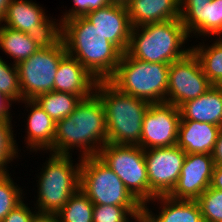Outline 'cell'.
<instances>
[{
	"label": "cell",
	"mask_w": 222,
	"mask_h": 222,
	"mask_svg": "<svg viewBox=\"0 0 222 222\" xmlns=\"http://www.w3.org/2000/svg\"><path fill=\"white\" fill-rule=\"evenodd\" d=\"M108 143L104 105L94 93L82 99L71 115L56 122L53 147L47 152L79 157L97 156Z\"/></svg>",
	"instance_id": "6da1fadb"
},
{
	"label": "cell",
	"mask_w": 222,
	"mask_h": 222,
	"mask_svg": "<svg viewBox=\"0 0 222 222\" xmlns=\"http://www.w3.org/2000/svg\"><path fill=\"white\" fill-rule=\"evenodd\" d=\"M58 35L68 55L76 58L98 81H108L117 69L122 52L84 16L58 24Z\"/></svg>",
	"instance_id": "7a4b0ae2"
},
{
	"label": "cell",
	"mask_w": 222,
	"mask_h": 222,
	"mask_svg": "<svg viewBox=\"0 0 222 222\" xmlns=\"http://www.w3.org/2000/svg\"><path fill=\"white\" fill-rule=\"evenodd\" d=\"M189 38L180 18L132 27L126 53L144 62L171 64L192 51Z\"/></svg>",
	"instance_id": "3957f363"
},
{
	"label": "cell",
	"mask_w": 222,
	"mask_h": 222,
	"mask_svg": "<svg viewBox=\"0 0 222 222\" xmlns=\"http://www.w3.org/2000/svg\"><path fill=\"white\" fill-rule=\"evenodd\" d=\"M95 94L104 105L108 143L139 146L151 103L119 91L109 81H98Z\"/></svg>",
	"instance_id": "277c9868"
},
{
	"label": "cell",
	"mask_w": 222,
	"mask_h": 222,
	"mask_svg": "<svg viewBox=\"0 0 222 222\" xmlns=\"http://www.w3.org/2000/svg\"><path fill=\"white\" fill-rule=\"evenodd\" d=\"M36 177L37 197L34 208L38 214H56L80 188V166L72 155L50 153ZM76 162V163H74Z\"/></svg>",
	"instance_id": "5b68a950"
},
{
	"label": "cell",
	"mask_w": 222,
	"mask_h": 222,
	"mask_svg": "<svg viewBox=\"0 0 222 222\" xmlns=\"http://www.w3.org/2000/svg\"><path fill=\"white\" fill-rule=\"evenodd\" d=\"M170 64L150 63L122 53L113 76L108 80L119 91L151 104L164 103L167 98Z\"/></svg>",
	"instance_id": "8992f818"
},
{
	"label": "cell",
	"mask_w": 222,
	"mask_h": 222,
	"mask_svg": "<svg viewBox=\"0 0 222 222\" xmlns=\"http://www.w3.org/2000/svg\"><path fill=\"white\" fill-rule=\"evenodd\" d=\"M67 54L64 42L57 35L29 58L17 64L22 100L54 91V80L60 60Z\"/></svg>",
	"instance_id": "52a82bcc"
},
{
	"label": "cell",
	"mask_w": 222,
	"mask_h": 222,
	"mask_svg": "<svg viewBox=\"0 0 222 222\" xmlns=\"http://www.w3.org/2000/svg\"><path fill=\"white\" fill-rule=\"evenodd\" d=\"M79 189L94 205L142 206L98 156L82 158Z\"/></svg>",
	"instance_id": "ba28073f"
},
{
	"label": "cell",
	"mask_w": 222,
	"mask_h": 222,
	"mask_svg": "<svg viewBox=\"0 0 222 222\" xmlns=\"http://www.w3.org/2000/svg\"><path fill=\"white\" fill-rule=\"evenodd\" d=\"M97 156L125 184L130 193L142 204L150 201V187L144 149L137 145L107 143Z\"/></svg>",
	"instance_id": "9c48e42d"
},
{
	"label": "cell",
	"mask_w": 222,
	"mask_h": 222,
	"mask_svg": "<svg viewBox=\"0 0 222 222\" xmlns=\"http://www.w3.org/2000/svg\"><path fill=\"white\" fill-rule=\"evenodd\" d=\"M208 81L197 56L190 51L185 57L170 64L166 103L180 107L208 91Z\"/></svg>",
	"instance_id": "30bf717a"
},
{
	"label": "cell",
	"mask_w": 222,
	"mask_h": 222,
	"mask_svg": "<svg viewBox=\"0 0 222 222\" xmlns=\"http://www.w3.org/2000/svg\"><path fill=\"white\" fill-rule=\"evenodd\" d=\"M150 187V201L168 195L176 185L186 153L178 146L144 150Z\"/></svg>",
	"instance_id": "8fae6325"
},
{
	"label": "cell",
	"mask_w": 222,
	"mask_h": 222,
	"mask_svg": "<svg viewBox=\"0 0 222 222\" xmlns=\"http://www.w3.org/2000/svg\"><path fill=\"white\" fill-rule=\"evenodd\" d=\"M180 120V110L173 104H150L143 118L139 146L146 150L177 145Z\"/></svg>",
	"instance_id": "7c38bea8"
},
{
	"label": "cell",
	"mask_w": 222,
	"mask_h": 222,
	"mask_svg": "<svg viewBox=\"0 0 222 222\" xmlns=\"http://www.w3.org/2000/svg\"><path fill=\"white\" fill-rule=\"evenodd\" d=\"M50 17L33 0H12L2 25L25 32L46 44L58 35L56 19Z\"/></svg>",
	"instance_id": "4fadbf2b"
},
{
	"label": "cell",
	"mask_w": 222,
	"mask_h": 222,
	"mask_svg": "<svg viewBox=\"0 0 222 222\" xmlns=\"http://www.w3.org/2000/svg\"><path fill=\"white\" fill-rule=\"evenodd\" d=\"M214 166L212 154H186L178 181L168 196L196 200L210 187Z\"/></svg>",
	"instance_id": "5bb4252c"
},
{
	"label": "cell",
	"mask_w": 222,
	"mask_h": 222,
	"mask_svg": "<svg viewBox=\"0 0 222 222\" xmlns=\"http://www.w3.org/2000/svg\"><path fill=\"white\" fill-rule=\"evenodd\" d=\"M180 19L192 39L200 37L203 41H208L212 36L220 37L222 36V0H212L208 4H180Z\"/></svg>",
	"instance_id": "9a60e30c"
},
{
	"label": "cell",
	"mask_w": 222,
	"mask_h": 222,
	"mask_svg": "<svg viewBox=\"0 0 222 222\" xmlns=\"http://www.w3.org/2000/svg\"><path fill=\"white\" fill-rule=\"evenodd\" d=\"M84 17L122 53L127 51L132 26L126 6L109 4L89 11Z\"/></svg>",
	"instance_id": "2e32d148"
},
{
	"label": "cell",
	"mask_w": 222,
	"mask_h": 222,
	"mask_svg": "<svg viewBox=\"0 0 222 222\" xmlns=\"http://www.w3.org/2000/svg\"><path fill=\"white\" fill-rule=\"evenodd\" d=\"M19 103H23L28 113L25 126L26 136L24 137V148L31 153L38 151L46 153L53 147L56 123L53 119L40 107L34 99H25ZM29 108V109H28ZM26 145V146H25ZM45 151V152H44Z\"/></svg>",
	"instance_id": "e0dca14e"
},
{
	"label": "cell",
	"mask_w": 222,
	"mask_h": 222,
	"mask_svg": "<svg viewBox=\"0 0 222 222\" xmlns=\"http://www.w3.org/2000/svg\"><path fill=\"white\" fill-rule=\"evenodd\" d=\"M97 82L76 58L66 54L58 65L54 91L67 92L86 99L95 93Z\"/></svg>",
	"instance_id": "ac0fdd59"
},
{
	"label": "cell",
	"mask_w": 222,
	"mask_h": 222,
	"mask_svg": "<svg viewBox=\"0 0 222 222\" xmlns=\"http://www.w3.org/2000/svg\"><path fill=\"white\" fill-rule=\"evenodd\" d=\"M221 129L206 122L180 120L177 145L186 154H212Z\"/></svg>",
	"instance_id": "d6986e66"
},
{
	"label": "cell",
	"mask_w": 222,
	"mask_h": 222,
	"mask_svg": "<svg viewBox=\"0 0 222 222\" xmlns=\"http://www.w3.org/2000/svg\"><path fill=\"white\" fill-rule=\"evenodd\" d=\"M126 7L132 27L180 18V0H130Z\"/></svg>",
	"instance_id": "ffe728a7"
},
{
	"label": "cell",
	"mask_w": 222,
	"mask_h": 222,
	"mask_svg": "<svg viewBox=\"0 0 222 222\" xmlns=\"http://www.w3.org/2000/svg\"><path fill=\"white\" fill-rule=\"evenodd\" d=\"M179 110L181 120L206 122L222 128V89L213 85L204 94L183 103Z\"/></svg>",
	"instance_id": "44dd1931"
},
{
	"label": "cell",
	"mask_w": 222,
	"mask_h": 222,
	"mask_svg": "<svg viewBox=\"0 0 222 222\" xmlns=\"http://www.w3.org/2000/svg\"><path fill=\"white\" fill-rule=\"evenodd\" d=\"M157 204H155V203ZM151 203L159 206L156 213L152 211ZM159 204V205H158ZM145 206L160 222H204L200 206L196 200L173 199L168 195L156 196Z\"/></svg>",
	"instance_id": "7402d4cb"
},
{
	"label": "cell",
	"mask_w": 222,
	"mask_h": 222,
	"mask_svg": "<svg viewBox=\"0 0 222 222\" xmlns=\"http://www.w3.org/2000/svg\"><path fill=\"white\" fill-rule=\"evenodd\" d=\"M43 45L40 39L0 24V49L14 60L13 64L29 58Z\"/></svg>",
	"instance_id": "603a6c76"
},
{
	"label": "cell",
	"mask_w": 222,
	"mask_h": 222,
	"mask_svg": "<svg viewBox=\"0 0 222 222\" xmlns=\"http://www.w3.org/2000/svg\"><path fill=\"white\" fill-rule=\"evenodd\" d=\"M212 41L211 45L204 42L193 46L191 44V48L208 81L217 86L222 81V36L215 37V41Z\"/></svg>",
	"instance_id": "cb8c5ba5"
},
{
	"label": "cell",
	"mask_w": 222,
	"mask_h": 222,
	"mask_svg": "<svg viewBox=\"0 0 222 222\" xmlns=\"http://www.w3.org/2000/svg\"><path fill=\"white\" fill-rule=\"evenodd\" d=\"M56 123L71 115L82 98L67 92L51 91L34 99Z\"/></svg>",
	"instance_id": "d4e9b609"
},
{
	"label": "cell",
	"mask_w": 222,
	"mask_h": 222,
	"mask_svg": "<svg viewBox=\"0 0 222 222\" xmlns=\"http://www.w3.org/2000/svg\"><path fill=\"white\" fill-rule=\"evenodd\" d=\"M94 204L78 189L56 215L60 222H93Z\"/></svg>",
	"instance_id": "484cf974"
},
{
	"label": "cell",
	"mask_w": 222,
	"mask_h": 222,
	"mask_svg": "<svg viewBox=\"0 0 222 222\" xmlns=\"http://www.w3.org/2000/svg\"><path fill=\"white\" fill-rule=\"evenodd\" d=\"M13 126L12 120L0 119V173H8V164L11 165V162H14L13 160L22 157L19 155L21 149L17 146Z\"/></svg>",
	"instance_id": "4316f807"
},
{
	"label": "cell",
	"mask_w": 222,
	"mask_h": 222,
	"mask_svg": "<svg viewBox=\"0 0 222 222\" xmlns=\"http://www.w3.org/2000/svg\"><path fill=\"white\" fill-rule=\"evenodd\" d=\"M11 173H0V222L19 205L26 195L24 189L19 187L14 179L11 178ZM24 193V194H23Z\"/></svg>",
	"instance_id": "83f0119b"
},
{
	"label": "cell",
	"mask_w": 222,
	"mask_h": 222,
	"mask_svg": "<svg viewBox=\"0 0 222 222\" xmlns=\"http://www.w3.org/2000/svg\"><path fill=\"white\" fill-rule=\"evenodd\" d=\"M0 91L15 104L22 101L17 65L5 61L3 56H0Z\"/></svg>",
	"instance_id": "f1b7e54d"
},
{
	"label": "cell",
	"mask_w": 222,
	"mask_h": 222,
	"mask_svg": "<svg viewBox=\"0 0 222 222\" xmlns=\"http://www.w3.org/2000/svg\"><path fill=\"white\" fill-rule=\"evenodd\" d=\"M204 222H222V191L207 188L197 199Z\"/></svg>",
	"instance_id": "f546056e"
},
{
	"label": "cell",
	"mask_w": 222,
	"mask_h": 222,
	"mask_svg": "<svg viewBox=\"0 0 222 222\" xmlns=\"http://www.w3.org/2000/svg\"><path fill=\"white\" fill-rule=\"evenodd\" d=\"M141 206L94 205L93 222H131Z\"/></svg>",
	"instance_id": "4dcf8cb0"
},
{
	"label": "cell",
	"mask_w": 222,
	"mask_h": 222,
	"mask_svg": "<svg viewBox=\"0 0 222 222\" xmlns=\"http://www.w3.org/2000/svg\"><path fill=\"white\" fill-rule=\"evenodd\" d=\"M73 7L68 11H62L63 15L56 19L57 25L64 20H69L74 17L85 16L89 11L99 9L109 5L108 0H72ZM59 22V23H58Z\"/></svg>",
	"instance_id": "1f68e13d"
},
{
	"label": "cell",
	"mask_w": 222,
	"mask_h": 222,
	"mask_svg": "<svg viewBox=\"0 0 222 222\" xmlns=\"http://www.w3.org/2000/svg\"><path fill=\"white\" fill-rule=\"evenodd\" d=\"M22 201L10 213L1 221V222H32L34 217L38 214L37 210L31 206H28V203ZM34 209V211H33Z\"/></svg>",
	"instance_id": "d6a6232c"
},
{
	"label": "cell",
	"mask_w": 222,
	"mask_h": 222,
	"mask_svg": "<svg viewBox=\"0 0 222 222\" xmlns=\"http://www.w3.org/2000/svg\"><path fill=\"white\" fill-rule=\"evenodd\" d=\"M131 222H160L157 217L145 206L142 205L133 213Z\"/></svg>",
	"instance_id": "836d02e7"
},
{
	"label": "cell",
	"mask_w": 222,
	"mask_h": 222,
	"mask_svg": "<svg viewBox=\"0 0 222 222\" xmlns=\"http://www.w3.org/2000/svg\"><path fill=\"white\" fill-rule=\"evenodd\" d=\"M12 104L13 102L0 91V119L12 120Z\"/></svg>",
	"instance_id": "e575fe53"
},
{
	"label": "cell",
	"mask_w": 222,
	"mask_h": 222,
	"mask_svg": "<svg viewBox=\"0 0 222 222\" xmlns=\"http://www.w3.org/2000/svg\"><path fill=\"white\" fill-rule=\"evenodd\" d=\"M212 157L214 159L215 165L222 166V129L217 136V141L215 143Z\"/></svg>",
	"instance_id": "d590c367"
},
{
	"label": "cell",
	"mask_w": 222,
	"mask_h": 222,
	"mask_svg": "<svg viewBox=\"0 0 222 222\" xmlns=\"http://www.w3.org/2000/svg\"><path fill=\"white\" fill-rule=\"evenodd\" d=\"M210 187L222 191V166H214Z\"/></svg>",
	"instance_id": "8d00e7d4"
},
{
	"label": "cell",
	"mask_w": 222,
	"mask_h": 222,
	"mask_svg": "<svg viewBox=\"0 0 222 222\" xmlns=\"http://www.w3.org/2000/svg\"><path fill=\"white\" fill-rule=\"evenodd\" d=\"M32 222H60L56 214H37Z\"/></svg>",
	"instance_id": "74e56055"
},
{
	"label": "cell",
	"mask_w": 222,
	"mask_h": 222,
	"mask_svg": "<svg viewBox=\"0 0 222 222\" xmlns=\"http://www.w3.org/2000/svg\"><path fill=\"white\" fill-rule=\"evenodd\" d=\"M11 2L12 0H0V24H2L7 14V8Z\"/></svg>",
	"instance_id": "f35d334b"
},
{
	"label": "cell",
	"mask_w": 222,
	"mask_h": 222,
	"mask_svg": "<svg viewBox=\"0 0 222 222\" xmlns=\"http://www.w3.org/2000/svg\"><path fill=\"white\" fill-rule=\"evenodd\" d=\"M212 0H180V4H208Z\"/></svg>",
	"instance_id": "ab89813d"
},
{
	"label": "cell",
	"mask_w": 222,
	"mask_h": 222,
	"mask_svg": "<svg viewBox=\"0 0 222 222\" xmlns=\"http://www.w3.org/2000/svg\"><path fill=\"white\" fill-rule=\"evenodd\" d=\"M109 4H117L122 6H127L130 0H108Z\"/></svg>",
	"instance_id": "60d3db41"
},
{
	"label": "cell",
	"mask_w": 222,
	"mask_h": 222,
	"mask_svg": "<svg viewBox=\"0 0 222 222\" xmlns=\"http://www.w3.org/2000/svg\"><path fill=\"white\" fill-rule=\"evenodd\" d=\"M217 86L222 89V81Z\"/></svg>",
	"instance_id": "b9f144b4"
}]
</instances>
